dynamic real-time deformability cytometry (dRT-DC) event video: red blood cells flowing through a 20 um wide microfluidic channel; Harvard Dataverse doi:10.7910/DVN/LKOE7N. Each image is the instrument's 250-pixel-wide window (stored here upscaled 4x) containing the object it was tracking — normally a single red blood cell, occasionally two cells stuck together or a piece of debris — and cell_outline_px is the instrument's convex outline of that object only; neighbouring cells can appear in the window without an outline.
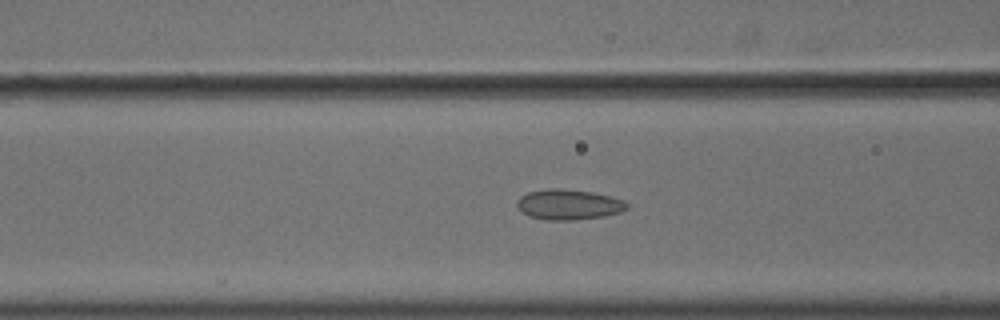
{"species": "common noctule bat (a hibernating species)", "species_latin": "Nyctalus noctula", "temperature_condition": "cold", "stored_images_in_passage": 45, "camera_frame_rate_fps": 3000, "um_per_image_px": 0.085, "animal": {"sex": "male", "body_mass_g": 18.8}, "frame": {"image": 1, "passage_image": 12, "time_ms": 3.667, "image_size_px": [1000, 320], "cell_outline_px": [[628, 208], [620, 212], [604, 216], [576, 220], [544, 220], [528, 216], [516, 204], [516, 200], [520, 196], [528, 192], [552, 188], [560, 188], [592, 192], [612, 196], [624, 200], [628, 204]], "centroid_in_image_um": [48.35, 17.38], "position_along_channel_um": 118.3, "area_um2": 19.54}}
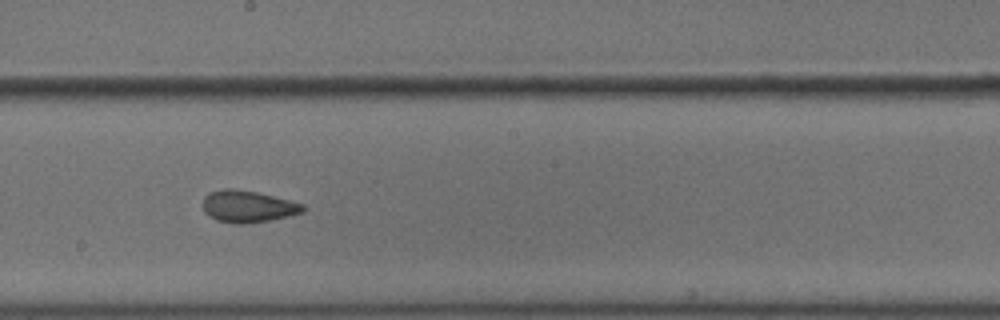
{"frame": {"image": 2, "passage_image": 21, "time_ms": 6.667, "image_size_px": [1000, 320], "cell_outline_px": [[308, 208], [304, 212], [288, 216], [268, 220], [244, 224], [236, 224], [216, 220], [208, 216], [204, 212], [204, 196], [208, 192], [224, 188], [232, 188], [256, 192], [304, 204]], "centroid_in_image_um": [21.06, 17.55], "position_along_channel_um": 227.1, "area_um2": 18.61}}
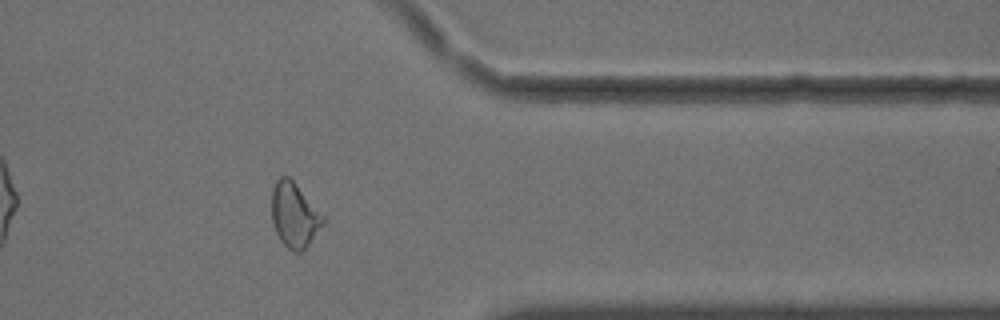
{"frame": {"image": 3, "passage_image": 35, "time_ms": 11.333, "image_size_px": [1000, 320], "cell_outline_px": [[324, 224], [308, 244], [300, 252], [296, 252], [288, 248], [280, 240], [276, 232], [272, 220], [272, 188], [276, 180], [280, 176], [288, 176], [296, 184], [324, 216]], "centroid_in_image_um": [25.01, 18.27], "position_along_channel_um": 386.4, "area_um2": 19.07}, "authors_computed_cell_mechanics": {"area_um2": 19.1896, "velocity_mm_per_s": 3.6128, "shape_relaxation_time_tau1_ms": null, "shape_relaxation_time_tau2_ms": 1.5927, "deformation_change_tau1": null, "deformation_change_tau2": 0.0865}}